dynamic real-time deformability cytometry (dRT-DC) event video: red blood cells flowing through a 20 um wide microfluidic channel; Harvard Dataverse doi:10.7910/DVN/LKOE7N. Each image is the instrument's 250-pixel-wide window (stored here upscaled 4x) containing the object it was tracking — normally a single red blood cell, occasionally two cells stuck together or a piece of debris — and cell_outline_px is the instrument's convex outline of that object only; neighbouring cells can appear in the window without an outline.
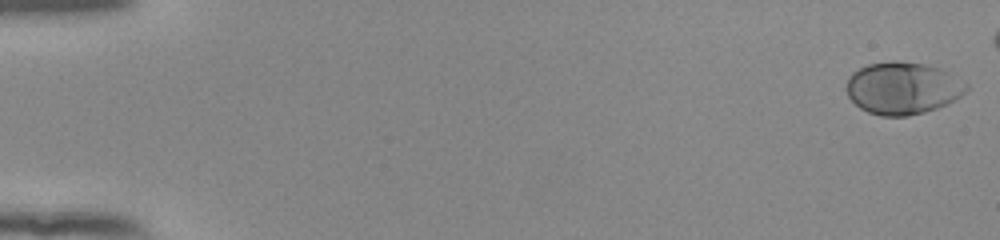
{"species": "human", "species_latin": "Homo sapiens", "temperature_condition": "room temperature", "stored_images_in_passage": 49, "camera_frame_rate_fps": 3000, "um_per_image_px": 0.085, "donor": {"sex": "female"}, "frame": {"image": 1, "passage_image": 1, "time_ms": 0.0, "image_size_px": [1000, 240], "cell_outline_px": [[968, 88], [956, 100], [936, 108], [924, 112], [908, 116], [880, 116], [868, 112], [860, 108], [848, 96], [848, 76], [852, 72], [868, 64], [892, 60], [896, 60], [924, 64], [940, 68], [948, 72], [968, 84]], "centroid_in_image_um": [76.73, 7.49], "position_along_channel_um": 8.3, "area_um2": 36.47}}
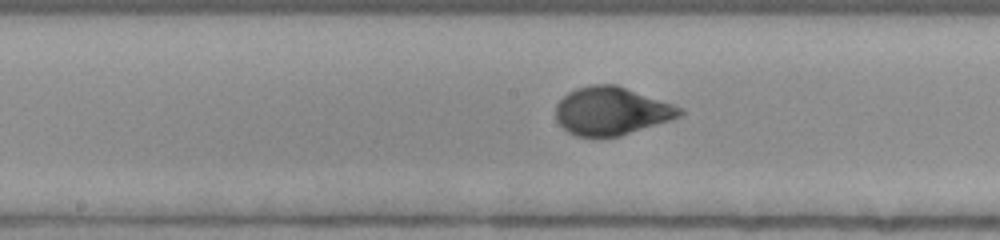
{"frame": {"image": 2, "passage_image": 29, "time_ms": 9.333, "image_size_px": [1000, 240], "cell_outline_px": [[684, 112], [680, 116], [672, 120], [620, 136], [576, 136], [568, 132], [556, 120], [556, 104], [568, 92], [576, 88], [592, 84], [616, 84], [684, 108]], "centroid_in_image_um": [51.99, 9.43], "position_along_channel_um": 196.2, "area_um2": 34.74}}
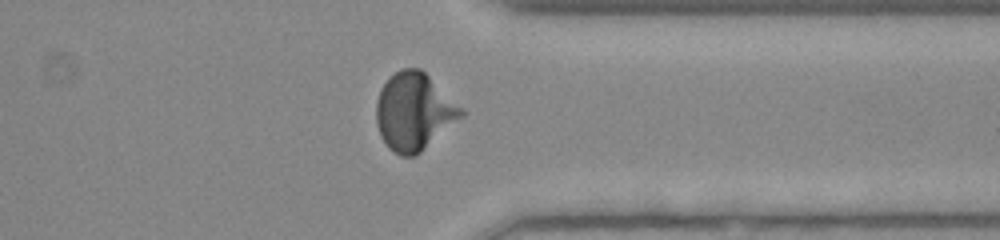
{"frame": {"image": 3, "passage_image": 43, "time_ms": 14.0, "image_size_px": [1000, 240], "cell_outline_px": [[468, 112], [464, 116], [416, 156], [400, 156], [388, 148], [380, 136], [376, 124], [376, 100], [380, 88], [400, 68], [420, 68], [464, 108]], "centroid_in_image_um": [35.21, 9.5], "position_along_channel_um": 376.2, "area_um2": 38.67}}